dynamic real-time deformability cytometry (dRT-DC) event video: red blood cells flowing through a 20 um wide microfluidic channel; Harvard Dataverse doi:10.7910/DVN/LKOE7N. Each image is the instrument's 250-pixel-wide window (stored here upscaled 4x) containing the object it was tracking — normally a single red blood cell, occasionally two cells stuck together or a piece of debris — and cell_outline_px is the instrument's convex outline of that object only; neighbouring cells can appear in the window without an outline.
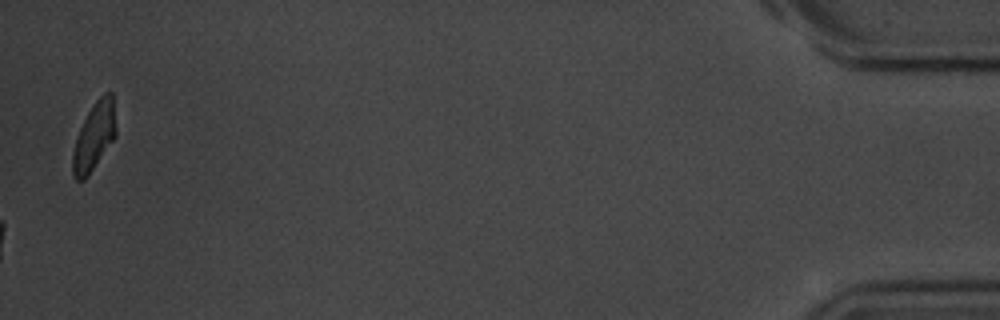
{"species": "common noctule bat (a hibernating species)", "species_latin": "Nyctalus noctula", "temperature_condition": "room temperature", "stored_images_in_passage": 56, "camera_frame_rate_fps": 3000, "um_per_image_px": 0.085, "animal": {"sex": "male", "body_mass_g": 20.1, "forearm_length_mm": 53.5}, "frame": {"image": 1, "passage_image": 56, "time_ms": 18.333, "image_size_px": [1000, 320], "cell_outline_px": [[116, 136], [88, 176], [84, 180], [76, 180], [72, 176], [72, 152], [76, 136], [88, 112], [96, 100], [104, 92], [112, 92], [116, 128]], "centroid_in_image_um": [7.99, 11.62], "position_along_channel_um": 427.2, "area_um2": 17.17}, "authors_computed_cell_mechanics": {"area_um2": 14.9413, "velocity_mm_per_s": 3.6702, "shape_relaxation_time_tau1_ms": 2.2372, "shape_relaxation_time_tau2_ms": null, "deformation_change_tau1": 0.1101, "deformation_change_tau2": null}}